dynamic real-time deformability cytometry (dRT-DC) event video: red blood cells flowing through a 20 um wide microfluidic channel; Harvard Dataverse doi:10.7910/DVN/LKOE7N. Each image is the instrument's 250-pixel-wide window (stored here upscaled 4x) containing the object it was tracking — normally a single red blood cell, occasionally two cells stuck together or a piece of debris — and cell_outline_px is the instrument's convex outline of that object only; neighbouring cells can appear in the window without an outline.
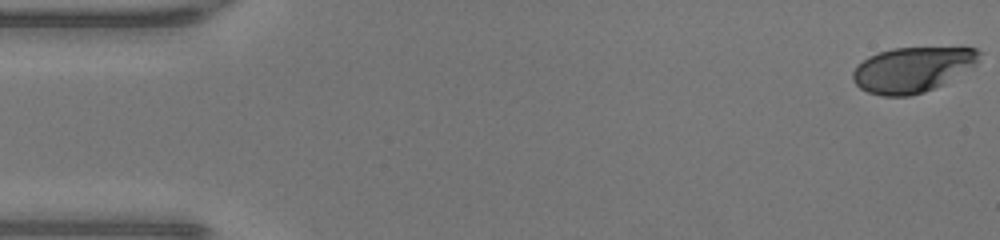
{"species": "human", "species_latin": "Homo sapiens", "temperature_condition": "warm", "stored_images_in_passage": 48, "camera_frame_rate_fps": 3000, "um_per_image_px": 0.085, "donor": {"sex": "male"}, "frame": {"image": 1, "passage_image": 1, "time_ms": 0.0, "image_size_px": [1000, 240], "cell_outline_px": [[984, 52], [976, 64], [944, 84], [924, 92], [908, 96], [884, 96], [868, 92], [860, 88], [852, 80], [852, 72], [856, 64], [868, 56], [892, 48], [976, 48]], "centroid_in_image_um": [77.54, 5.91], "position_along_channel_um": 7.5, "area_um2": 33.41}}
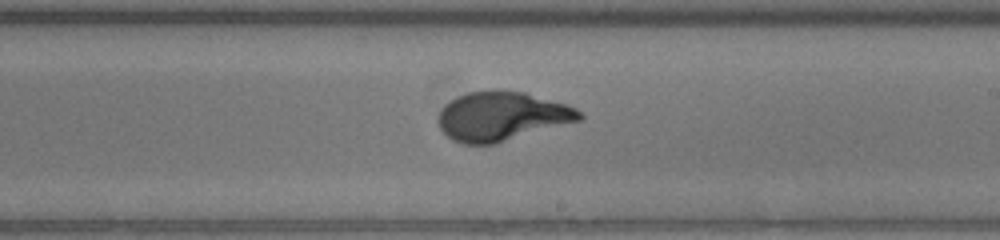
{"frame": {"image": 2, "passage_image": 28, "time_ms": 9.0, "image_size_px": [1000, 240], "cell_outline_px": [[584, 116], [580, 120], [496, 144], [464, 144], [452, 140], [440, 128], [436, 120], [444, 104], [456, 96], [468, 92], [492, 88], [524, 92], [568, 104], [576, 108]], "centroid_in_image_um": [42.63, 9.86], "position_along_channel_um": 246.4, "area_um2": 40.86}}
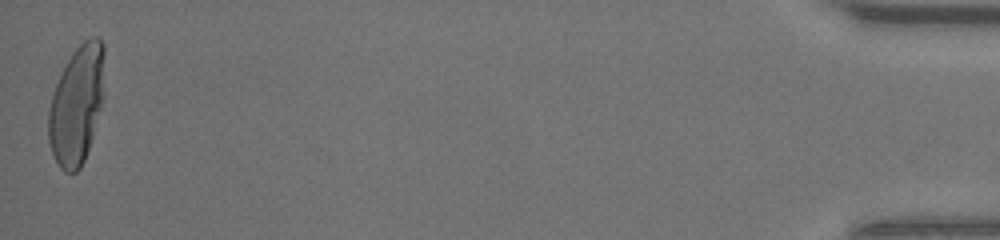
{"frame": {"image": 3, "passage_image": 48, "time_ms": 15.667, "image_size_px": [1000, 240], "cell_outline_px": [[104, 100], [84, 160], [80, 168], [76, 172], [64, 172], [60, 168], [52, 152], [48, 140], [48, 112], [52, 96], [56, 84], [72, 52], [84, 40], [92, 36], [96, 36], [104, 44]], "centroid_in_image_um": [6.54, 8.9], "position_along_channel_um": 428.7, "area_um2": 38.73}, "authors_computed_cell_mechanics": {"area_um2": 38.7838, "velocity_mm_per_s": 4.3184, "shape_relaxation_time_tau1_ms": 5.6699, "shape_relaxation_time_tau2_ms": null, "deformation_change_tau1": 0.3276, "deformation_change_tau2": null}}